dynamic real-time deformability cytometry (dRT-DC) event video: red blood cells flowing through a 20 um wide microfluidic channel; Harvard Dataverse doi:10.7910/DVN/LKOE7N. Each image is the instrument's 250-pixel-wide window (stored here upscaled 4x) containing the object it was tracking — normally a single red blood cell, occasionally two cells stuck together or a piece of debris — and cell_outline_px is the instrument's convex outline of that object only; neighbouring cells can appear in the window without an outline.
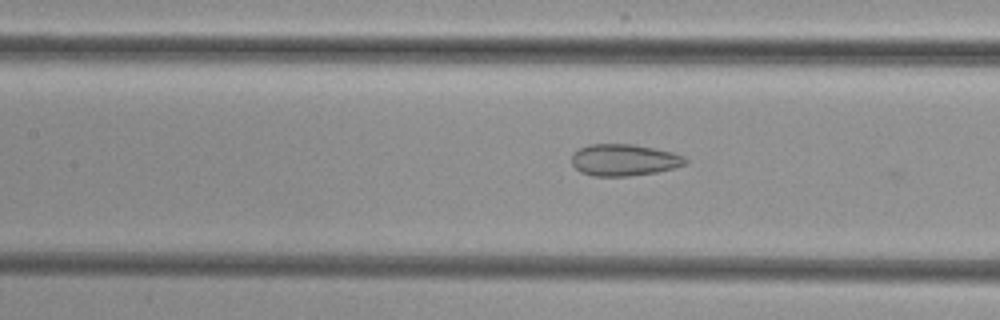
{"species": "common noctule bat (a hibernating species)", "species_latin": "Nyctalus noctula", "temperature_condition": "cold", "stored_images_in_passage": 36, "camera_frame_rate_fps": 3000, "um_per_image_px": 0.085, "animal": {"sex": "female", "body_mass_g": 29.2, "forearm_length_mm": 56.3}, "frame": {"image": 1, "passage_image": 11, "time_ms": 3.333, "image_size_px": [1000, 320], "cell_outline_px": [[688, 164], [656, 172], [628, 176], [592, 176], [580, 172], [572, 164], [572, 156], [580, 148], [588, 144], [632, 144], [672, 152], [684, 156], [688, 160]], "centroid_in_image_um": [53.05, 13.6], "position_along_channel_um": 154.4, "area_um2": 20.92}}
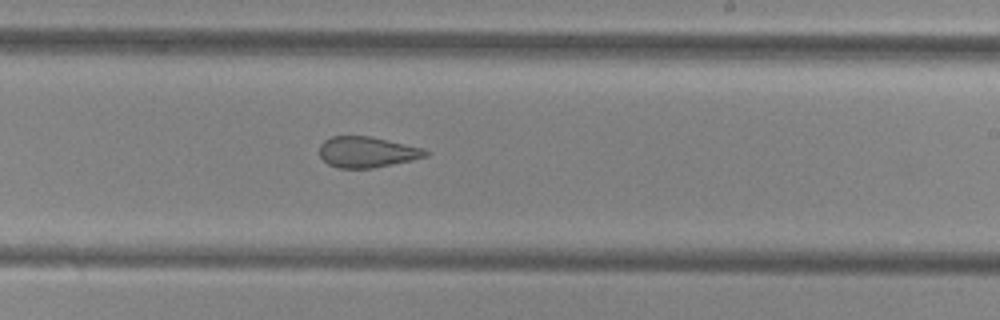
{"frame": {"image": 2, "passage_image": 19, "time_ms": 6.0, "image_size_px": [1000, 320], "cell_outline_px": [[432, 152], [428, 156], [412, 160], [372, 168], [340, 168], [328, 164], [320, 156], [320, 144], [324, 140], [332, 136], [368, 136], [388, 140], [424, 148]], "centroid_in_image_um": [31.23, 12.92], "position_along_channel_um": 257.8, "area_um2": 19.07}}
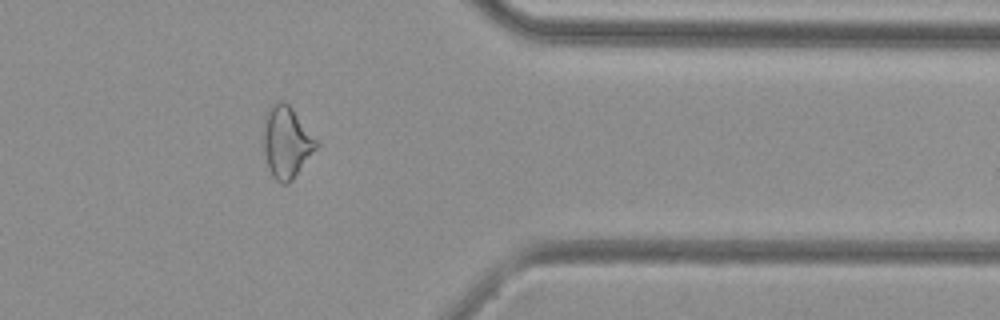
{"frame": {"image": 3, "passage_image": 30, "time_ms": 9.667, "image_size_px": [1000, 320], "cell_outline_px": [[320, 144], [292, 180], [288, 184], [280, 184], [272, 176], [268, 168], [264, 152], [264, 116], [268, 108], [276, 100], [284, 100], [292, 108]], "centroid_in_image_um": [24.34, 12.07], "position_along_channel_um": 387.1, "area_um2": 22.14}}